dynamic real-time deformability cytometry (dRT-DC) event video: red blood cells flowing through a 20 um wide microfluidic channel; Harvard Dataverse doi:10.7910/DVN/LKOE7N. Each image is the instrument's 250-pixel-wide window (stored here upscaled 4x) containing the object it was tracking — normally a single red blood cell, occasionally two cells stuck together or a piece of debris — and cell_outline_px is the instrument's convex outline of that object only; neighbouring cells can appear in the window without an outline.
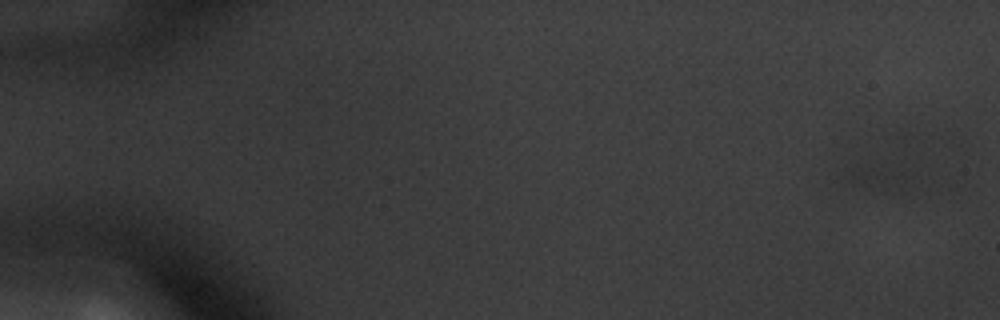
{"species": "common noctule bat (a hibernating species)", "species_latin": "Nyctalus noctula", "temperature_condition": "warm", "stored_images_in_passage": 10, "segment_of_instrument_passage": [2, 2], "camera_frame_rate_fps": 3000, "um_per_image_px": 0.085, "animal": {"sex": "male", "body_mass_g": 20.1, "forearm_length_mm": 53.5}, "frame": {"image": 1, "passage_image": 3, "time_ms": 0.667, "image_size_px": [1000, 320], "cell_outline_px": [[920, 180], [908, 192], [884, 192], [864, 188], [848, 184], [844, 180], [844, 172], [848, 164], [892, 132], [912, 132], [920, 136]], "centroid_in_image_um": [75.47, 14.0], "position_along_channel_um": 9.5, "area_um2": 24.91}}